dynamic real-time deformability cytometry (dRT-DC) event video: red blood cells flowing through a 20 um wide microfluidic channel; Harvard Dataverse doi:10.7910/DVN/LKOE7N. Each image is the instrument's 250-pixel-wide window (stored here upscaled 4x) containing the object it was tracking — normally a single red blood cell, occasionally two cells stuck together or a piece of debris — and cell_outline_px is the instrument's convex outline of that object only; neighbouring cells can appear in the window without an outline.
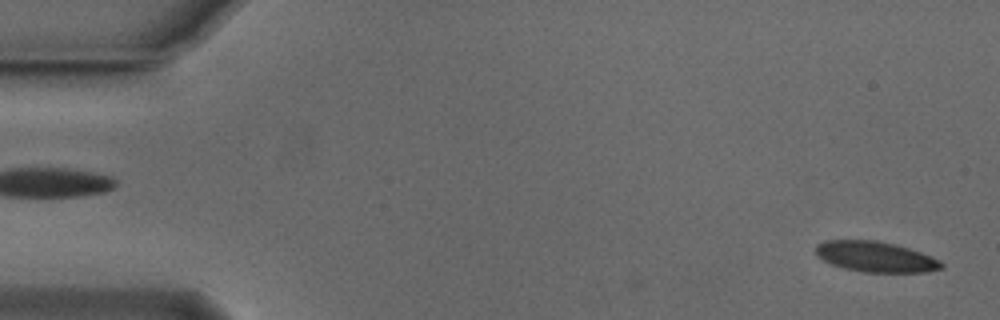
{"species": "Egyptian fruit bat (a non-hibernating species)", "species_latin": "Rousettus aegyptiacus", "temperature_condition": "cold", "stored_images_in_passage": 40, "camera_frame_rate_fps": 3000, "um_per_image_px": 0.085, "animal": {"sex": "male"}, "frame": {"image": 1, "passage_image": 1, "time_ms": 0.0, "image_size_px": [1000, 320], "cell_outline_px": [[944, 268], [928, 272], [864, 272], [844, 268], [832, 264], [816, 256], [816, 244], [824, 240], [876, 240], [908, 248], [920, 252], [940, 260], [944, 264]], "centroid_in_image_um": [74.42, 21.82], "position_along_channel_um": 10.6, "area_um2": 22.31}}
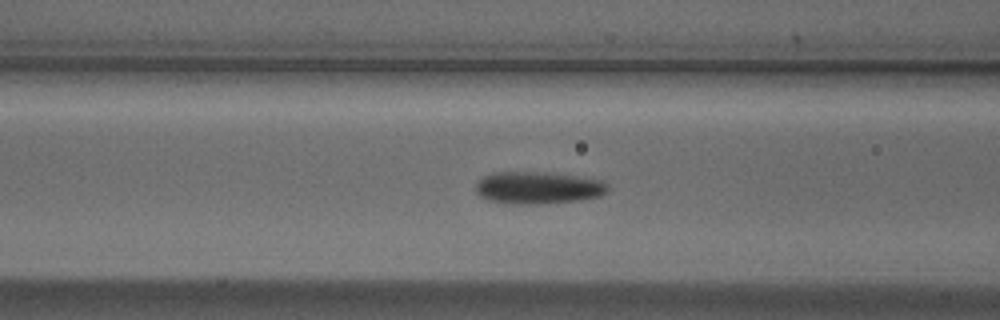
{"frame": {"image": 2, "passage_image": 20, "time_ms": 6.333, "image_size_px": [1000, 320], "cell_outline_px": [[608, 188], [600, 196], [580, 200], [532, 204], [504, 204], [488, 200], [480, 196], [476, 192], [476, 184], [484, 176], [492, 172], [544, 172], [576, 176], [604, 180], [608, 184]], "centroid_in_image_um": [45.71, 15.96], "position_along_channel_um": 120.9, "area_um2": 24.85}}
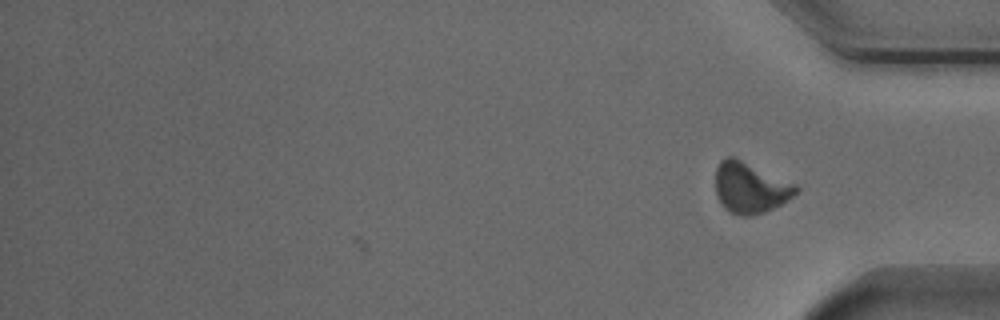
{"frame": {"image": 3, "passage_image": 40, "time_ms": 13.0, "image_size_px": [1000, 320], "cell_outline_px": [[800, 192], [780, 204], [764, 212], [752, 216], [740, 216], [728, 212], [724, 208], [716, 196], [716, 168], [720, 160], [728, 156], [732, 156], [796, 184], [800, 188]], "centroid_in_image_um": [63.76, 15.97], "position_along_channel_um": 371.4, "area_um2": 23.87}, "authors_computed_cell_mechanics": {"area_um2": 23.7558, "velocity_mm_per_s": 3.7961, "shape_relaxation_time_tau1_ms": 3.2373, "shape_relaxation_time_tau2_ms": 4.2118, "deformation_change_tau1": 0.1111, "deformation_change_tau2": 0.0774}}